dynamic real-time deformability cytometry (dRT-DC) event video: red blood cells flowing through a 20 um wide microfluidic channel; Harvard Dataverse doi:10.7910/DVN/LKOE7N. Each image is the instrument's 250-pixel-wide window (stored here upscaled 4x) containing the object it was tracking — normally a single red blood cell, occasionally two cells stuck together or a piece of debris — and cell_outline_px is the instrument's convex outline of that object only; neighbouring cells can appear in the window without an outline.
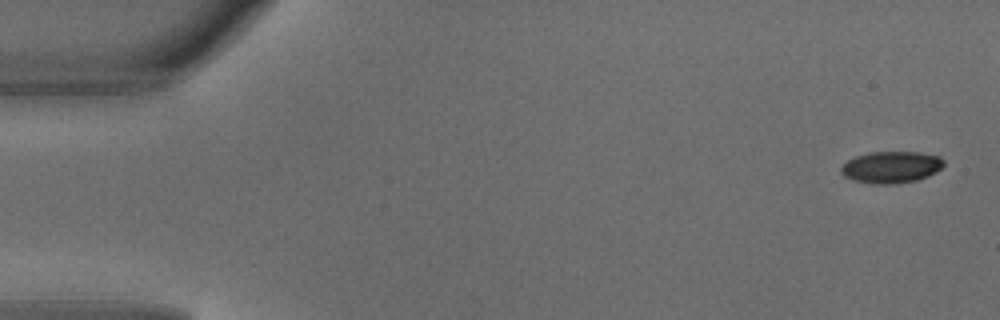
{"species": "common noctule bat (a hibernating species)", "species_latin": "Nyctalus noctula", "temperature_condition": "warm", "stored_images_in_passage": 4, "camera_frame_rate_fps": 3000, "um_per_image_px": 0.085, "animal": {"sex": "male", "body_mass_g": 18.8}, "frame": {"image": 1, "passage_image": 1, "time_ms": 0.0, "image_size_px": [1000, 320], "cell_outline_px": [[944, 164], [936, 172], [928, 176], [916, 180], [896, 184], [872, 184], [852, 180], [844, 176], [840, 172], [840, 168], [848, 160], [856, 156], [872, 152], [920, 152], [940, 156], [944, 160]], "centroid_in_image_um": [75.75, 14.21], "position_along_channel_um": 9.2, "area_um2": 19.07}}
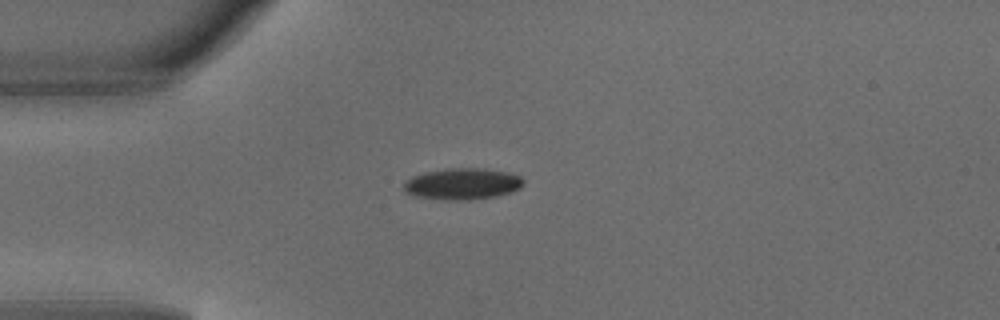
{"frame": {"image": 2, "passage_image": 4, "time_ms": 1.0, "image_size_px": [1000, 320], "cell_outline_px": [[524, 184], [520, 188], [512, 192], [496, 196], [468, 200], [444, 200], [416, 196], [404, 192], [404, 184], [412, 176], [424, 172], [448, 168], [484, 168], [508, 172], [520, 176], [524, 180]], "centroid_in_image_um": [39.33, 15.62], "position_along_channel_um": 45.7, "area_um2": 22.02}}